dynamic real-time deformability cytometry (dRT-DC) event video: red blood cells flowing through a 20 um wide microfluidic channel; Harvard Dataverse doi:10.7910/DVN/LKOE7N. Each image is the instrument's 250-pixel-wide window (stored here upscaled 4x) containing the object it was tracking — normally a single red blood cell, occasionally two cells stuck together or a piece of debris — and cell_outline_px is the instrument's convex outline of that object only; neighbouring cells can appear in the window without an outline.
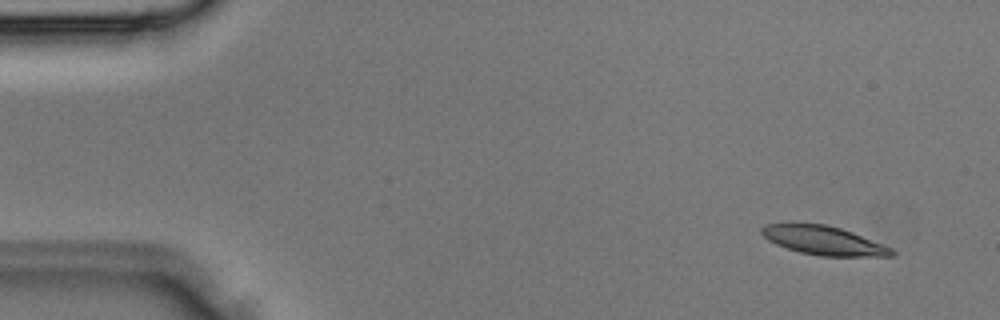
{"species": "Egyptian fruit bat (a non-hibernating species)", "species_latin": "Rousettus aegyptiacus", "temperature_condition": "room temperature", "stored_images_in_passage": 34, "camera_frame_rate_fps": 3000, "um_per_image_px": 0.085, "animal": {"sex": "male"}, "frame": {"image": 1, "passage_image": 2, "time_ms": 0.333, "image_size_px": [1000, 320], "cell_outline_px": [[896, 252], [892, 256], [820, 256], [800, 252], [776, 244], [768, 240], [760, 232], [760, 228], [764, 224], [788, 220], [792, 220], [824, 224], [840, 228], [852, 232], [892, 248]], "centroid_in_image_um": [69.89, 20.38], "position_along_channel_um": 15.1, "area_um2": 22.48}}
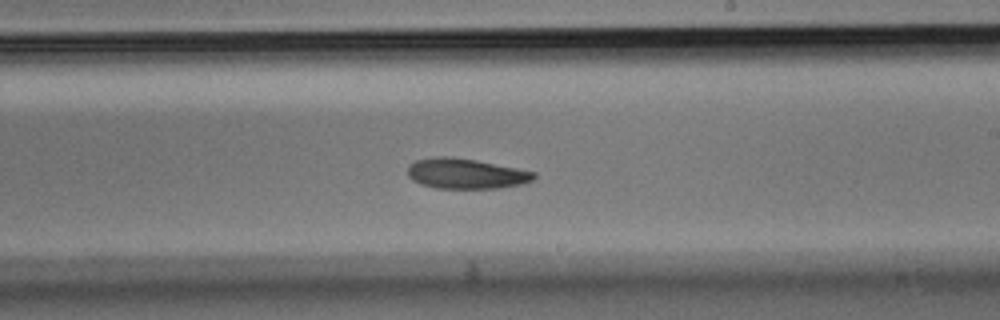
{"frame": {"image": 2, "passage_image": 20, "time_ms": 6.333, "image_size_px": [1000, 320], "cell_outline_px": [[536, 176], [532, 180], [520, 184], [496, 188], [436, 188], [420, 184], [412, 180], [408, 176], [408, 164], [416, 160], [436, 156], [448, 156], [476, 160], [536, 172]], "centroid_in_image_um": [39.55, 14.75], "position_along_channel_um": 249.4, "area_um2": 22.2}}
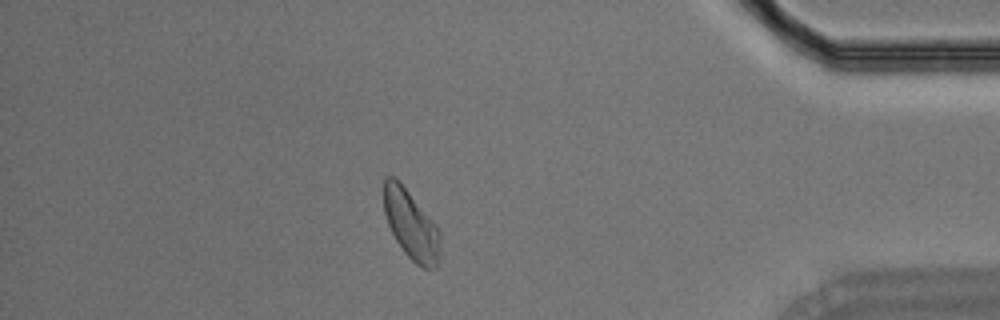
{"frame": {"image": 3, "passage_image": 30, "time_ms": 9.667, "image_size_px": [1000, 320], "cell_outline_px": [[440, 236], [436, 268], [424, 268], [416, 264], [404, 252], [396, 240], [388, 224], [384, 212], [384, 180], [388, 176], [396, 176], [400, 180], [436, 224], [440, 232]], "centroid_in_image_um": [34.92, 19.05], "position_along_channel_um": 400.3, "area_um2": 22.6}}